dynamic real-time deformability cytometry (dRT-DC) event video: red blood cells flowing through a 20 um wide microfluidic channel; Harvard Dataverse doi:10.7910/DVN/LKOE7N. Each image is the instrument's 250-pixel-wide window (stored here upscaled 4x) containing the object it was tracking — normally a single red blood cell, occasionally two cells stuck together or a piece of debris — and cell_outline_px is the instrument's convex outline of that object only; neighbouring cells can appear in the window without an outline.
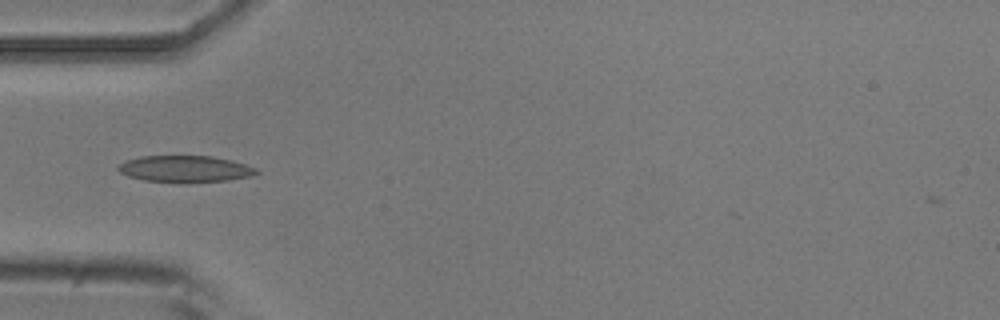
{"species": "common noctule bat (a hibernating species)", "species_latin": "Nyctalus noctula", "temperature_condition": "room temperature", "stored_images_in_passage": 40, "camera_frame_rate_fps": 3000, "um_per_image_px": 0.085, "animal": {"sex": "male", "body_mass_g": 20.5, "forearm_length_mm": 52.5}, "frame": {"image": 1, "passage_image": 3, "time_ms": 0.667, "image_size_px": [1000, 320], "cell_outline_px": [[260, 172], [248, 176], [228, 180], [184, 184], [180, 184], [144, 180], [128, 176], [120, 172], [116, 168], [120, 164], [128, 160], [140, 156], [212, 156], [232, 160], [256, 168]], "centroid_in_image_um": [15.72, 14.38], "position_along_channel_um": 69.3, "area_um2": 21.68}}
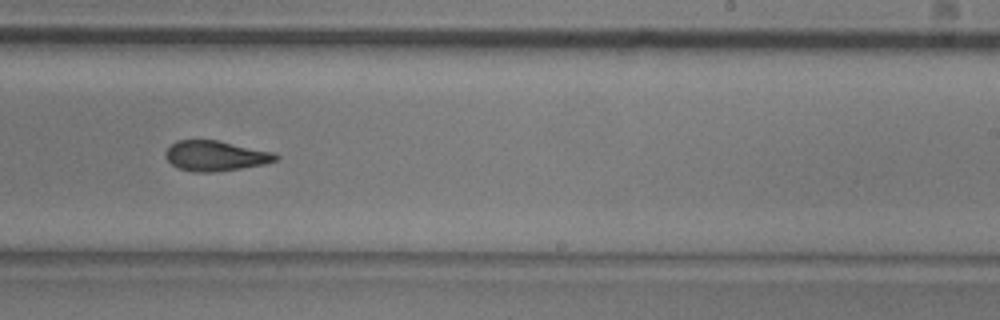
{"frame": {"image": 2, "passage_image": 19, "time_ms": 6.0, "image_size_px": [1000, 320], "cell_outline_px": [[280, 156], [276, 160], [264, 164], [240, 168], [212, 172], [192, 172], [176, 168], [164, 156], [164, 152], [176, 140], [216, 140], [276, 152]], "centroid_in_image_um": [18.31, 13.24], "position_along_channel_um": 270.7, "area_um2": 19.48}}
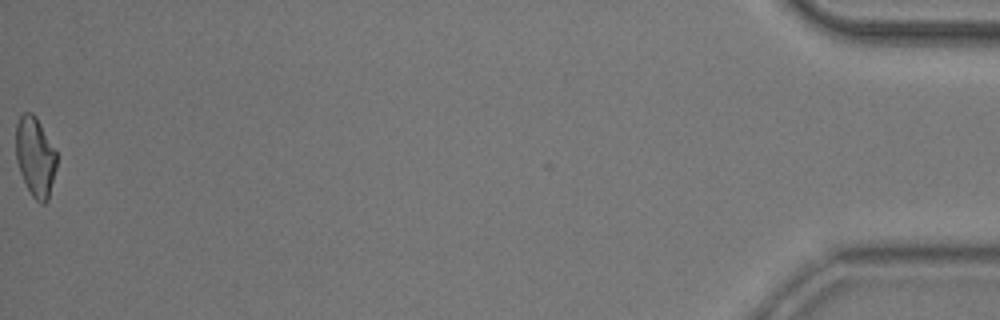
{"frame": {"image": 3, "passage_image": 40, "time_ms": 13.0, "image_size_px": [1000, 320], "cell_outline_px": [[56, 168], [48, 200], [44, 204], [40, 204], [32, 196], [20, 172], [16, 160], [16, 124], [20, 116], [24, 112], [32, 112], [36, 116], [56, 152]], "centroid_in_image_um": [2.99, 13.32], "position_along_channel_um": 432.2, "area_um2": 18.79}, "authors_computed_cell_mechanics": {"area_um2": 19.4208, "velocity_mm_per_s": 3.7595, "shape_relaxation_time_tau1_ms": 9.0683, "shape_relaxation_time_tau2_ms": 2.136, "deformation_change_tau1": 0.18, "deformation_change_tau2": 0.0705}}